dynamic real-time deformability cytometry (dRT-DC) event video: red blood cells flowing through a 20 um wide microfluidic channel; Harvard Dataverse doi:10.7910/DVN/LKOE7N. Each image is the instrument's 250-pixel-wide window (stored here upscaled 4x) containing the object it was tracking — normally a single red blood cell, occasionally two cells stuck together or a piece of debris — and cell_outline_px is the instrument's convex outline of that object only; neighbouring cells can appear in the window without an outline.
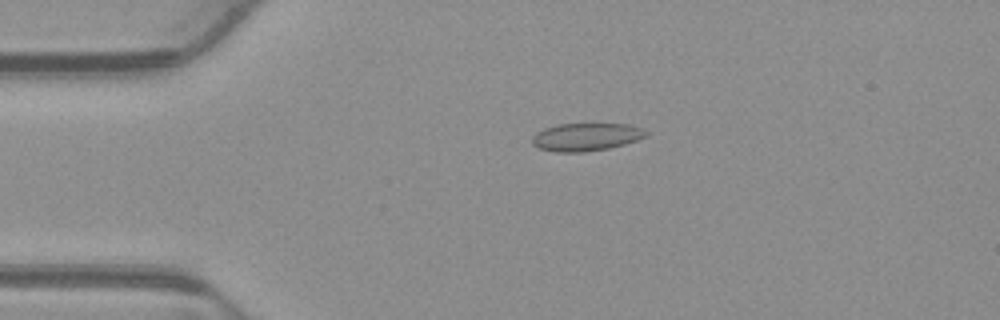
{"species": "common noctule bat (a hibernating species)", "species_latin": "Nyctalus noctula", "temperature_condition": "warm", "stored_images_in_passage": 52, "camera_frame_rate_fps": 3000, "um_per_image_px": 0.085, "animal": {"sex": "male", "body_mass_g": 23.1, "forearm_length_mm": 52.7}, "frame": {"image": 1, "passage_image": 11, "time_ms": 3.333, "image_size_px": [1000, 320], "cell_outline_px": [[648, 136], [624, 144], [608, 148], [584, 152], [556, 152], [540, 148], [532, 144], [532, 136], [536, 132], [544, 128], [556, 124], [628, 124], [644, 128], [648, 132]], "centroid_in_image_um": [49.82, 11.63], "position_along_channel_um": 35.2, "area_um2": 18.55}}
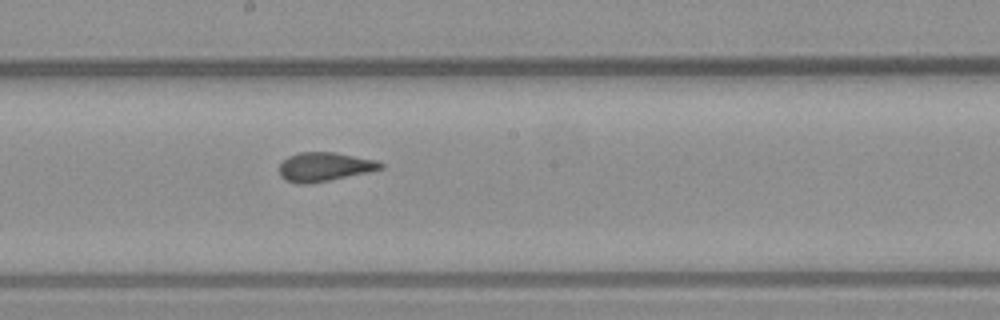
{"frame": {"image": 2, "passage_image": 28, "time_ms": 9.0, "image_size_px": [1000, 320], "cell_outline_px": [[384, 168], [368, 172], [308, 184], [300, 184], [284, 180], [280, 176], [280, 164], [288, 156], [300, 152], [336, 152], [376, 160], [384, 164]], "centroid_in_image_um": [27.58, 14.17], "position_along_channel_um": 220.6, "area_um2": 17.05}}
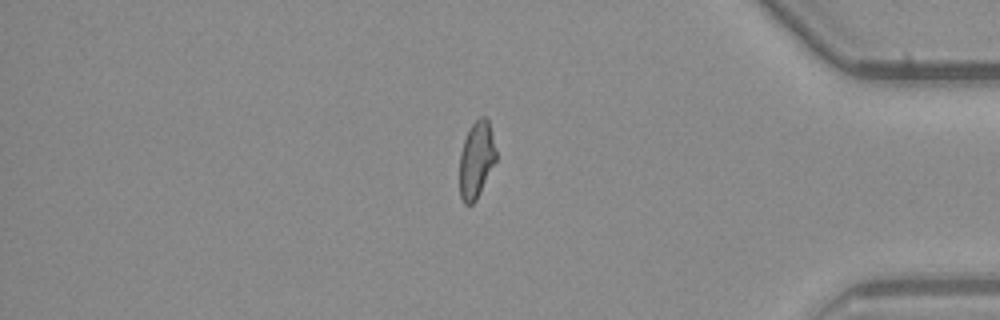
{"frame": {"image": 3, "passage_image": 44, "time_ms": 14.333, "image_size_px": [1000, 320], "cell_outline_px": [[496, 160], [476, 200], [472, 204], [464, 204], [460, 196], [460, 152], [464, 140], [472, 124], [480, 116], [484, 116], [488, 120], [496, 152]], "centroid_in_image_um": [40.48, 13.59], "position_along_channel_um": 394.7, "area_um2": 16.01}, "authors_computed_cell_mechanics": {"area_um2": 17.4267, "velocity_mm_per_s": 3.8855, "shape_relaxation_time_tau1_ms": null, "shape_relaxation_time_tau2_ms": 1.2377, "deformation_change_tau1": null, "deformation_change_tau2": 0.0517}}